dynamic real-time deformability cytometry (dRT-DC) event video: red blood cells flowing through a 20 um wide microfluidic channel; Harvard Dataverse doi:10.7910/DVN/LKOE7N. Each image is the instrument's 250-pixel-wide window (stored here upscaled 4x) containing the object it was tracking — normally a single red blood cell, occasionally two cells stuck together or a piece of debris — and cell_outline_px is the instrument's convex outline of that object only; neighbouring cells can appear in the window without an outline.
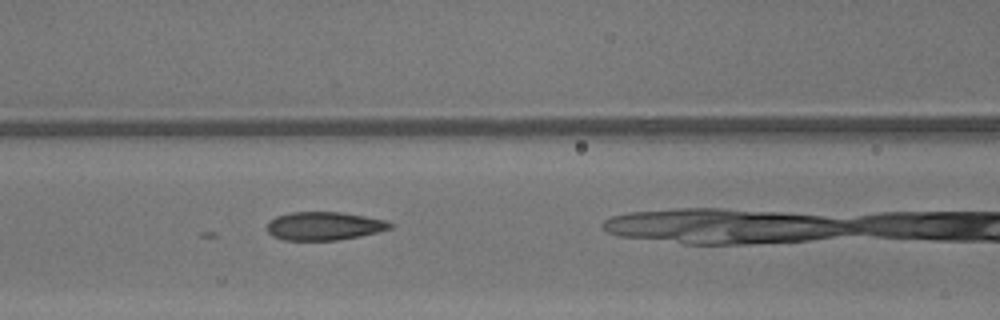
{"species": "common noctule bat (a hibernating species)", "species_latin": "Nyctalus noctula", "temperature_condition": "warm", "stored_images_in_passage": 23, "camera_frame_rate_fps": 3000, "um_per_image_px": 0.085, "animal": {"sex": "male", "body_mass_g": 13.3}, "frame": {"image": 1, "passage_image": 6, "time_ms": 1.667, "image_size_px": [1000, 320], "cell_outline_px": [[392, 228], [360, 236], [336, 240], [284, 240], [272, 236], [268, 232], [268, 224], [276, 216], [292, 212], [340, 212], [364, 216], [384, 220], [392, 224]], "centroid_in_image_um": [27.54, 19.21], "position_along_channel_um": 139.1, "area_um2": 20.06}}
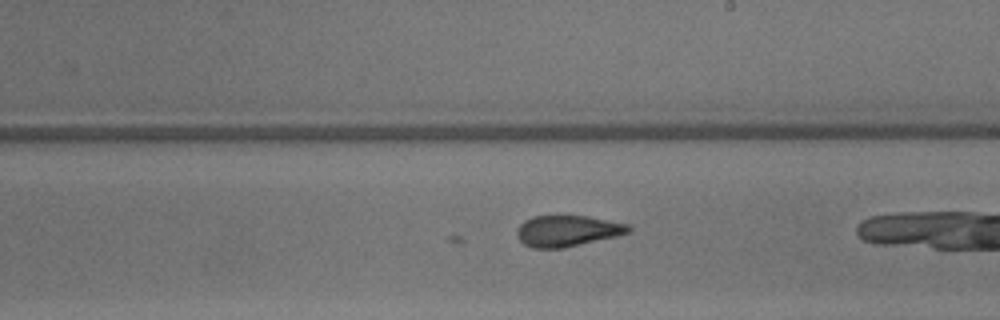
{"frame": {"image": 2, "passage_image": 13, "time_ms": 4.0, "image_size_px": [1000, 320], "cell_outline_px": [[632, 232], [616, 236], [580, 244], [560, 248], [532, 248], [524, 244], [516, 236], [516, 228], [524, 220], [532, 216], [588, 216], [628, 224], [632, 228]], "centroid_in_image_um": [48.2, 19.62], "position_along_channel_um": 240.8, "area_um2": 20.23}}